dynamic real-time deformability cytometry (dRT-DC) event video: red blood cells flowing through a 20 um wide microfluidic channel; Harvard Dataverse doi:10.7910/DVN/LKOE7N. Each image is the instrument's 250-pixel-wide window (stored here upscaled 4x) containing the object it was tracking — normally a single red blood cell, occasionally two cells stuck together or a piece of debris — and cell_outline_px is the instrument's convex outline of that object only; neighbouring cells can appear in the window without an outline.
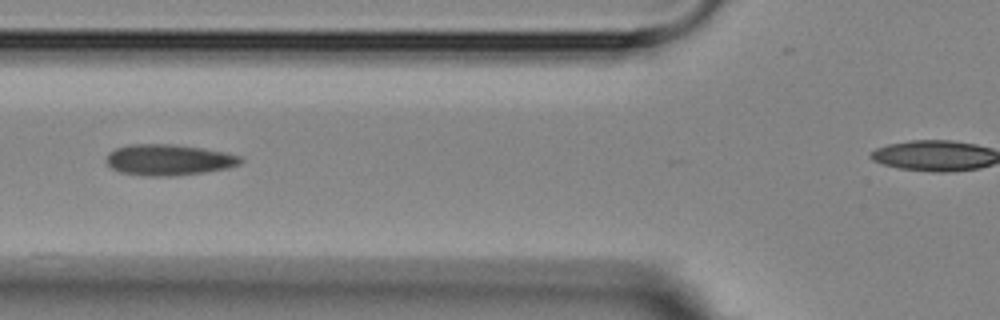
{"species": "Egyptian fruit bat (a non-hibernating species)", "species_latin": "Rousettus aegyptiacus", "temperature_condition": "room temperature", "stored_images_in_passage": 6, "segment_of_instrument_passage": [1, 2], "camera_frame_rate_fps": 3000, "um_per_image_px": 0.085, "animal": {"sex": "female"}, "frame": {"image": 1, "passage_image": 5, "time_ms": 4.667, "image_size_px": [1000, 320], "cell_outline_px": [[244, 160], [240, 164], [228, 168], [204, 172], [176, 176], [148, 176], [120, 172], [112, 168], [104, 160], [108, 152], [116, 148], [128, 144], [176, 144], [224, 152], [240, 156]], "centroid_in_image_um": [14.31, 13.58], "position_along_channel_um": 111.5, "area_um2": 24.39}}